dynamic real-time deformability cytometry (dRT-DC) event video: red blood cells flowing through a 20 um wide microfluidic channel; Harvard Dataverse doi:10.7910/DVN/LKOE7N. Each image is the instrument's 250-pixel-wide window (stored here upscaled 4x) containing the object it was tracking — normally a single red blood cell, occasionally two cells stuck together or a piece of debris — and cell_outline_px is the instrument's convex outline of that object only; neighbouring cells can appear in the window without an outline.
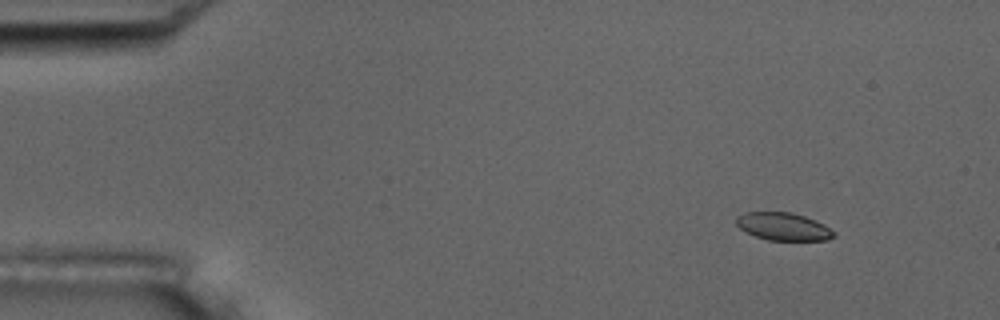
{"species": "common noctule bat (a hibernating species)", "species_latin": "Nyctalus noctula", "temperature_condition": "room temperature", "stored_images_in_passage": 4, "camera_frame_rate_fps": 3000, "um_per_image_px": 0.085, "animal": {"sex": "male", "body_mass_g": 17.5, "forearm_length_mm": 52.3}, "frame": {"image": 1, "passage_image": 1, "time_ms": 0.0, "image_size_px": [1000, 320], "cell_outline_px": [[836, 236], [828, 240], [768, 240], [756, 236], [740, 228], [736, 224], [736, 216], [744, 212], [792, 212], [804, 216], [824, 224], [836, 232]], "centroid_in_image_um": [66.6, 19.25], "position_along_channel_um": 18.4, "area_um2": 15.78}}
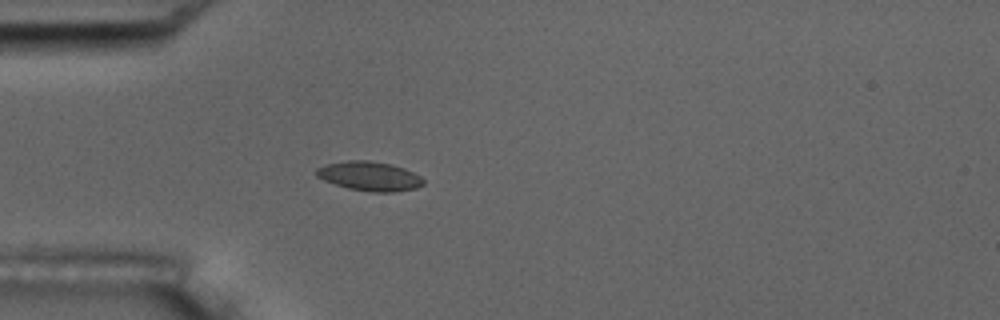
{"frame": {"image": 2, "passage_image": 4, "time_ms": 3.333, "image_size_px": [1000, 320], "cell_outline_px": [[424, 184], [416, 188], [396, 192], [372, 192], [348, 188], [324, 180], [316, 176], [316, 168], [328, 164], [348, 160], [368, 160], [392, 164], [404, 168], [420, 176], [424, 180]], "centroid_in_image_um": [31.43, 14.97], "position_along_channel_um": 53.6, "area_um2": 18.21}}